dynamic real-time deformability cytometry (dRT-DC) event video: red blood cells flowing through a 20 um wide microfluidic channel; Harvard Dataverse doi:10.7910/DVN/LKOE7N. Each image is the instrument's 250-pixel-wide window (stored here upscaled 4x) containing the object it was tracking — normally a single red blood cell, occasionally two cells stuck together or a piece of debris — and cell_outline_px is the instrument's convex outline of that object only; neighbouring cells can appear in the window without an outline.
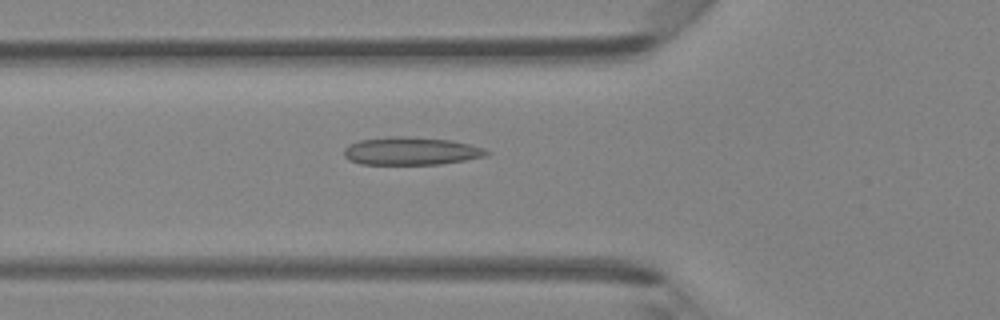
{"species": "Egyptian fruit bat (a non-hibernating species)", "species_latin": "Rousettus aegyptiacus", "temperature_condition": "room temperature", "stored_images_in_passage": 45, "camera_frame_rate_fps": 3000, "um_per_image_px": 0.085, "animal": {"sex": "female"}, "frame": {"image": 1, "passage_image": 16, "time_ms": 5.0, "image_size_px": [1000, 320], "cell_outline_px": [[492, 152], [488, 156], [440, 164], [360, 164], [348, 160], [344, 156], [344, 148], [348, 144], [360, 140], [388, 136], [404, 136], [452, 140], [484, 148]], "centroid_in_image_um": [34.93, 12.83], "position_along_channel_um": 90.9, "area_um2": 23.35}}
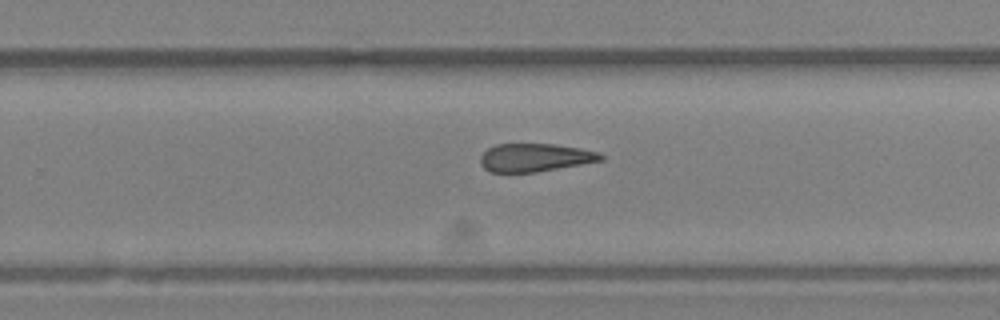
{"frame": {"image": 2, "passage_image": 29, "time_ms": 9.333, "image_size_px": [1000, 320], "cell_outline_px": [[604, 160], [536, 172], [492, 172], [484, 168], [480, 164], [480, 156], [488, 148], [496, 144], [552, 144], [580, 148], [600, 152], [604, 156]], "centroid_in_image_um": [45.48, 13.39], "position_along_channel_um": 284.3, "area_um2": 19.71}}
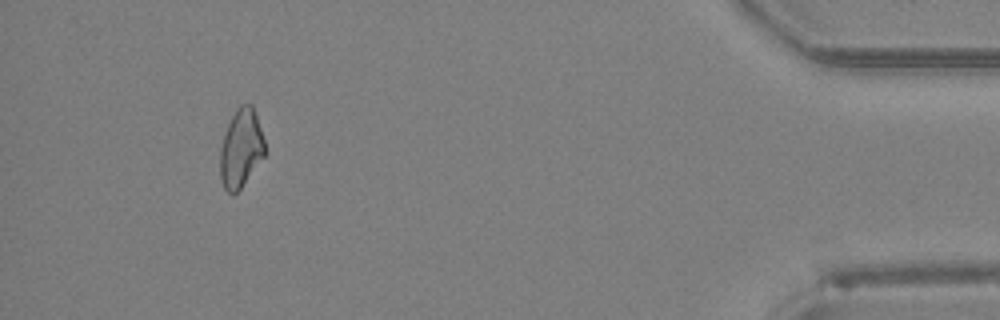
{"frame": {"image": 3, "passage_image": 42, "time_ms": 13.667, "image_size_px": [1000, 320], "cell_outline_px": [[264, 156], [240, 188], [232, 196], [224, 188], [220, 180], [220, 148], [228, 124], [236, 108], [240, 104], [252, 104], [264, 140]], "centroid_in_image_um": [20.46, 12.62], "position_along_channel_um": 414.7, "area_um2": 20.11}}